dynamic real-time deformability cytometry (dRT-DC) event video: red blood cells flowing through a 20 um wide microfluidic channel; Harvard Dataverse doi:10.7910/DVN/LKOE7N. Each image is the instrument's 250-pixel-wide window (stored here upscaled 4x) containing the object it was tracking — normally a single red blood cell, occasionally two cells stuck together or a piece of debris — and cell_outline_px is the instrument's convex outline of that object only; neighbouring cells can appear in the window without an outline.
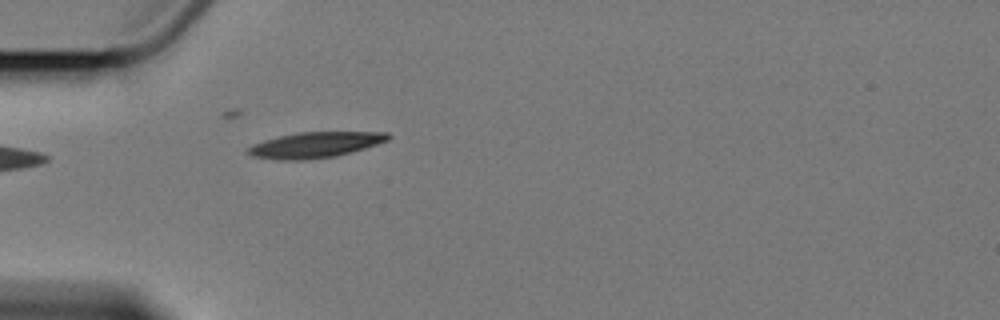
{"species": "Egyptian fruit bat (a non-hibernating species)", "species_latin": "Rousettus aegyptiacus", "temperature_condition": "cold", "stored_images_in_passage": 4, "camera_frame_rate_fps": 3000, "um_per_image_px": 0.085, "animal": {"sex": "female"}, "frame": {"image": 1, "passage_image": 4, "time_ms": 3.333, "image_size_px": [1000, 320], "cell_outline_px": [[392, 136], [388, 140], [364, 148], [336, 156], [300, 160], [280, 160], [252, 156], [244, 152], [244, 148], [252, 144], [264, 140], [296, 132], [388, 132]], "centroid_in_image_um": [26.72, 12.31], "position_along_channel_um": 58.3, "area_um2": 20.98}}